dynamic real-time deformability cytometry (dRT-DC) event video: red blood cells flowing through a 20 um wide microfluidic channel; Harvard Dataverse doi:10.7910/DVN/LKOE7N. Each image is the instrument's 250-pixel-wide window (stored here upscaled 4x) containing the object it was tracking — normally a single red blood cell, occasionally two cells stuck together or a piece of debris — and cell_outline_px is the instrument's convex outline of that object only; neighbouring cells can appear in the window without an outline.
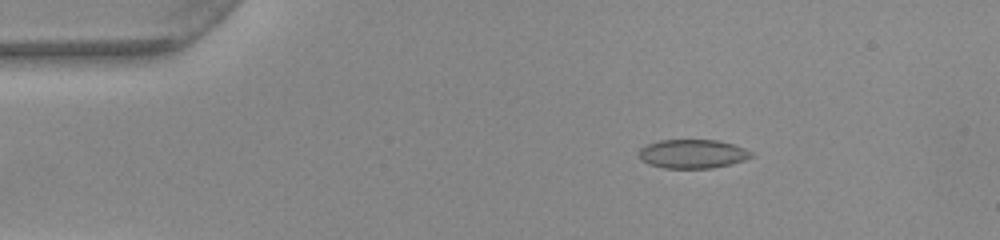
{"species": "common noctule bat (a hibernating species)", "species_latin": "Nyctalus noctula", "temperature_condition": "warm", "stored_images_in_passage": 52, "camera_frame_rate_fps": 3000, "um_per_image_px": 0.085, "animal": {"sex": "female", "body_mass_g": 22.0, "forearm_length_mm": 56.7}, "frame": {"image": 1, "passage_image": 9, "time_ms": 2.667, "image_size_px": [1000, 240], "cell_outline_px": [[756, 156], [744, 160], [712, 168], [664, 168], [648, 164], [640, 160], [636, 156], [640, 148], [648, 144], [660, 140], [716, 140], [732, 144], [744, 148], [752, 152]], "centroid_in_image_um": [58.83, 13.08], "position_along_channel_um": 26.2, "area_um2": 19.02}}
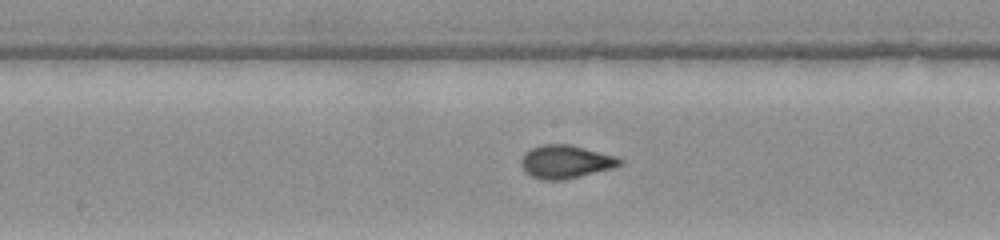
{"frame": {"image": 2, "passage_image": 27, "time_ms": 8.667, "image_size_px": [1000, 240], "cell_outline_px": [[624, 164], [612, 168], [564, 180], [544, 180], [532, 176], [524, 172], [520, 164], [520, 160], [532, 148], [544, 144], [568, 144], [616, 156], [624, 160]], "centroid_in_image_um": [48.09, 13.76], "position_along_channel_um": 200.1, "area_um2": 18.96}}
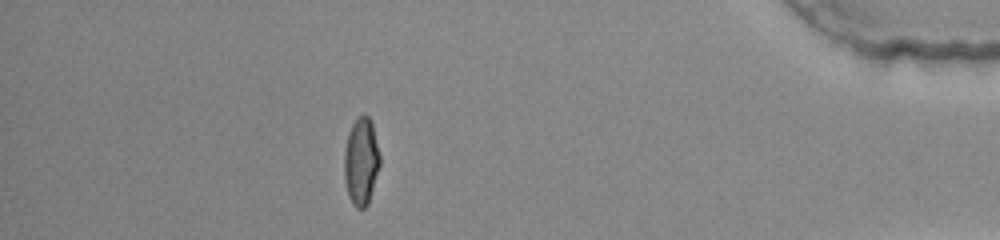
{"frame": {"image": 3, "passage_image": 46, "time_ms": 15.0, "image_size_px": [1000, 240], "cell_outline_px": [[380, 164], [368, 204], [364, 208], [356, 208], [352, 204], [348, 196], [344, 180], [344, 148], [348, 132], [352, 124], [364, 112], [372, 120], [380, 156]], "centroid_in_image_um": [30.69, 13.7], "position_along_channel_um": 404.5, "area_um2": 18.44}, "authors_computed_cell_mechanics": {"area_um2": 18.6983, "velocity_mm_per_s": 3.9826, "shape_relaxation_time_tau1_ms": 7.5322, "shape_relaxation_time_tau2_ms": null, "deformation_change_tau1": 0.2334, "deformation_change_tau2": null}}